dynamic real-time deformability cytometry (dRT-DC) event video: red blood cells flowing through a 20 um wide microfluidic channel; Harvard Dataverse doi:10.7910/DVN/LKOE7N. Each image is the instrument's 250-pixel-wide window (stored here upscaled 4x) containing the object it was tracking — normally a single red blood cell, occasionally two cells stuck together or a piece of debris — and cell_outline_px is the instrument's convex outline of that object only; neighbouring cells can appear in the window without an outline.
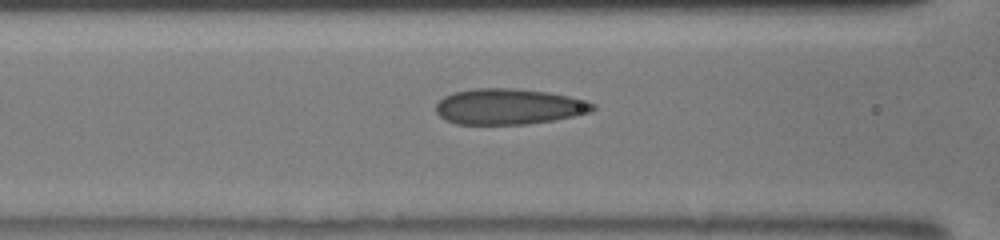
{"species": "human", "species_latin": "Homo sapiens", "temperature_condition": "room temperature", "stored_images_in_passage": 50, "camera_frame_rate_fps": 3000, "um_per_image_px": 0.085, "donor": {"sex": "male"}, "frame": {"image": 1, "passage_image": 27, "time_ms": 7.0, "image_size_px": [1000, 240], "cell_outline_px": [[596, 108], [592, 112], [576, 116], [552, 120], [524, 124], [456, 124], [444, 120], [436, 112], [436, 104], [444, 96], [452, 92], [472, 88], [516, 88], [548, 92], [588, 100], [596, 104]], "centroid_in_image_um": [43.26, 9.05], "position_along_channel_um": 123.3, "area_um2": 33.06}}
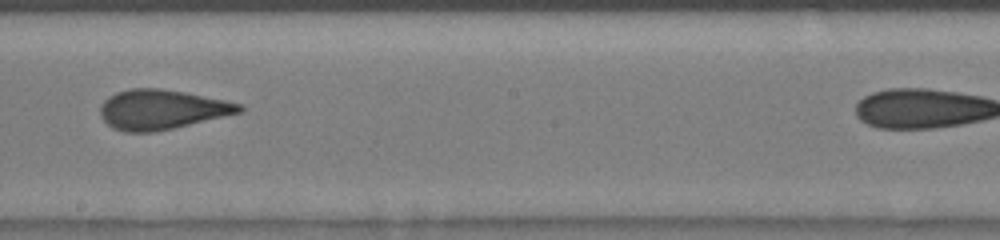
{"frame": {"image": 2, "passage_image": 35, "time_ms": 9.667, "image_size_px": [1000, 240], "cell_outline_px": [[244, 112], [156, 132], [124, 132], [112, 128], [100, 116], [100, 104], [108, 96], [116, 92], [128, 88], [160, 88], [184, 92], [224, 100], [240, 104], [244, 108]], "centroid_in_image_um": [13.72, 9.31], "position_along_channel_um": 234.5, "area_um2": 32.37}}
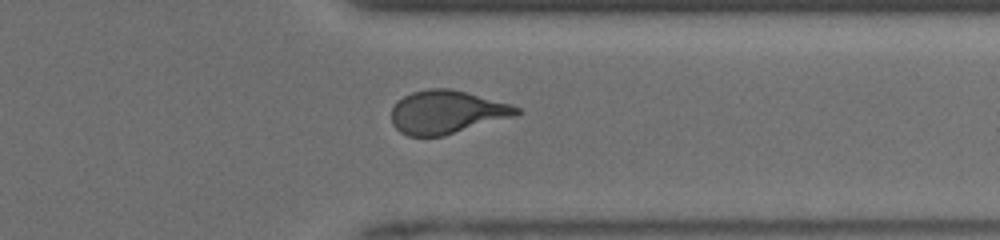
{"frame": {"image": 3, "passage_image": 45, "time_ms": 13.0, "image_size_px": [1000, 240], "cell_outline_px": [[520, 112], [516, 116], [444, 136], [408, 136], [400, 132], [392, 124], [392, 108], [404, 96], [412, 92], [428, 88], [452, 88], [512, 104], [520, 108]], "centroid_in_image_um": [38.0, 9.53], "position_along_channel_um": 373.4, "area_um2": 31.67}, "authors_computed_cell_mechanics": {"area_um2": 33.524, "velocity_mm_per_s": 4.1719, "shape_relaxation_time_tau1_ms": 8.2449, "shape_relaxation_time_tau2_ms": 0.7775, "deformation_change_tau1": 0.2123, "deformation_change_tau2": 0.0535}}